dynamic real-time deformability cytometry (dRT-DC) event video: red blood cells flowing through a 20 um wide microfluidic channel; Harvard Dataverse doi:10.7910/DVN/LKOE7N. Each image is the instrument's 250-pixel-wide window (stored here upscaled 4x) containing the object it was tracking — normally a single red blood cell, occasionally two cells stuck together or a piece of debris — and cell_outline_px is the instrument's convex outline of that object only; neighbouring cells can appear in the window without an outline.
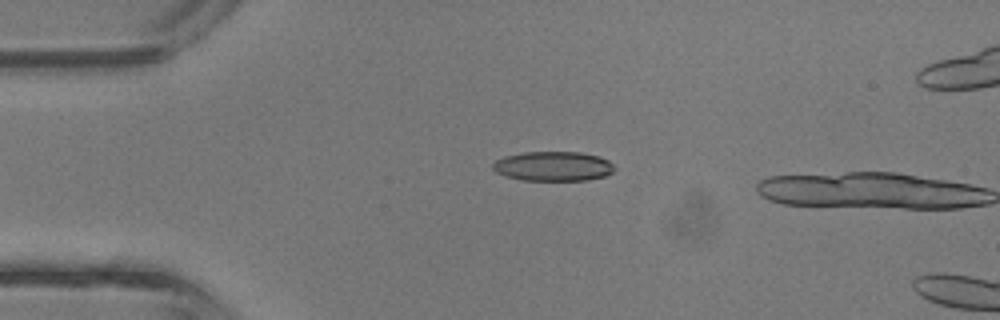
{"species": "common noctule bat (a hibernating species)", "species_latin": "Nyctalus noctula", "temperature_condition": "room temperature", "stored_images_in_passage": 4, "camera_frame_rate_fps": 3000, "um_per_image_px": 0.085, "animal": {"sex": "male", "body_mass_g": 13.3}, "frame": {"image": 1, "passage_image": 3, "time_ms": 0.667, "image_size_px": [1000, 320], "cell_outline_px": [[616, 168], [612, 172], [604, 176], [588, 180], [524, 180], [504, 176], [496, 172], [492, 168], [492, 164], [496, 160], [504, 156], [524, 152], [580, 152], [600, 156], [608, 160]], "centroid_in_image_um": [47.02, 14.12], "position_along_channel_um": 38.0, "area_um2": 21.04}}